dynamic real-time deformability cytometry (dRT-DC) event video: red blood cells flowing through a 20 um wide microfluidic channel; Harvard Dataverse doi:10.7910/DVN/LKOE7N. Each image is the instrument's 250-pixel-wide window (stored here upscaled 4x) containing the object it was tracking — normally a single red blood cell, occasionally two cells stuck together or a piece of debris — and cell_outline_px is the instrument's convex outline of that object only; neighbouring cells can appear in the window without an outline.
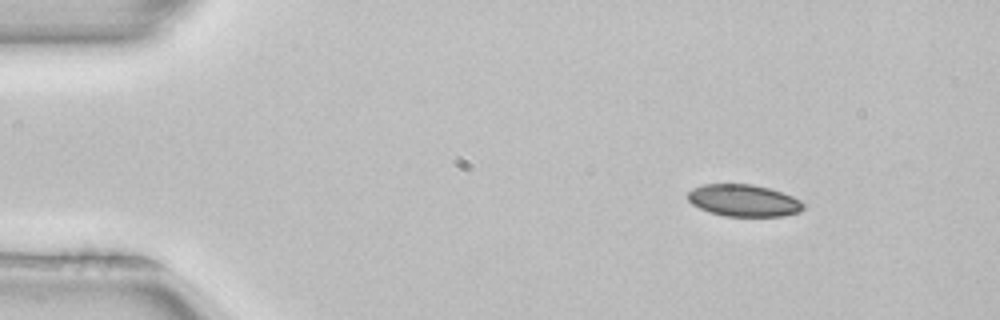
{"species": "common noctule bat (a hibernating species)", "species_latin": "Nyctalus noctula", "temperature_condition": "room temperature", "stored_images_in_passage": 2, "camera_frame_rate_fps": 3000, "um_per_image_px": 0.085, "animal": {"sex": "female", "body_mass_g": 22.7, "forearm_length_mm": 54.2}, "frame": {"image": 1, "passage_image": 1, "time_ms": 0.0, "image_size_px": [1000, 320], "cell_outline_px": [[804, 208], [800, 212], [784, 216], [724, 216], [708, 212], [692, 204], [688, 200], [688, 192], [692, 188], [704, 184], [752, 184], [768, 188], [792, 196], [800, 200], [804, 204]], "centroid_in_image_um": [63.2, 17.05], "position_along_channel_um": 21.8, "area_um2": 21.56}}